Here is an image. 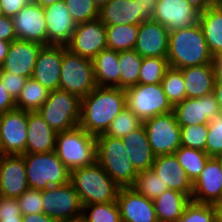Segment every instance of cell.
Segmentation results:
<instances>
[{
  "label": "cell",
  "instance_id": "bcb514c9",
  "mask_svg": "<svg viewBox=\"0 0 222 222\" xmlns=\"http://www.w3.org/2000/svg\"><path fill=\"white\" fill-rule=\"evenodd\" d=\"M23 216L17 198L0 196V222H22Z\"/></svg>",
  "mask_w": 222,
  "mask_h": 222
},
{
  "label": "cell",
  "instance_id": "277c9868",
  "mask_svg": "<svg viewBox=\"0 0 222 222\" xmlns=\"http://www.w3.org/2000/svg\"><path fill=\"white\" fill-rule=\"evenodd\" d=\"M96 162L120 188L134 185L138 172L129 159L122 138L104 134L96 136Z\"/></svg>",
  "mask_w": 222,
  "mask_h": 222
},
{
  "label": "cell",
  "instance_id": "be15d7a7",
  "mask_svg": "<svg viewBox=\"0 0 222 222\" xmlns=\"http://www.w3.org/2000/svg\"><path fill=\"white\" fill-rule=\"evenodd\" d=\"M4 155L5 154L2 151H0V166H1V162H2V159H3Z\"/></svg>",
  "mask_w": 222,
  "mask_h": 222
},
{
  "label": "cell",
  "instance_id": "d4e9b609",
  "mask_svg": "<svg viewBox=\"0 0 222 222\" xmlns=\"http://www.w3.org/2000/svg\"><path fill=\"white\" fill-rule=\"evenodd\" d=\"M99 19L105 26L140 25L149 20L139 12L136 0H111L99 9Z\"/></svg>",
  "mask_w": 222,
  "mask_h": 222
},
{
  "label": "cell",
  "instance_id": "ffe728a7",
  "mask_svg": "<svg viewBox=\"0 0 222 222\" xmlns=\"http://www.w3.org/2000/svg\"><path fill=\"white\" fill-rule=\"evenodd\" d=\"M116 201L121 222H158L154 202L132 187L119 188Z\"/></svg>",
  "mask_w": 222,
  "mask_h": 222
},
{
  "label": "cell",
  "instance_id": "8d00e7d4",
  "mask_svg": "<svg viewBox=\"0 0 222 222\" xmlns=\"http://www.w3.org/2000/svg\"><path fill=\"white\" fill-rule=\"evenodd\" d=\"M82 216L86 222H121L117 201L82 206Z\"/></svg>",
  "mask_w": 222,
  "mask_h": 222
},
{
  "label": "cell",
  "instance_id": "db71d44e",
  "mask_svg": "<svg viewBox=\"0 0 222 222\" xmlns=\"http://www.w3.org/2000/svg\"><path fill=\"white\" fill-rule=\"evenodd\" d=\"M22 216V222H57L55 219L50 218L44 213L27 214Z\"/></svg>",
  "mask_w": 222,
  "mask_h": 222
},
{
  "label": "cell",
  "instance_id": "e575fe53",
  "mask_svg": "<svg viewBox=\"0 0 222 222\" xmlns=\"http://www.w3.org/2000/svg\"><path fill=\"white\" fill-rule=\"evenodd\" d=\"M173 154L192 183L200 176L210 158L205 151L185 146H180Z\"/></svg>",
  "mask_w": 222,
  "mask_h": 222
},
{
  "label": "cell",
  "instance_id": "ab89813d",
  "mask_svg": "<svg viewBox=\"0 0 222 222\" xmlns=\"http://www.w3.org/2000/svg\"><path fill=\"white\" fill-rule=\"evenodd\" d=\"M143 122L131 112L127 107L115 117L104 135H108L116 138H123L128 135L131 131L139 128Z\"/></svg>",
  "mask_w": 222,
  "mask_h": 222
},
{
  "label": "cell",
  "instance_id": "9a60e30c",
  "mask_svg": "<svg viewBox=\"0 0 222 222\" xmlns=\"http://www.w3.org/2000/svg\"><path fill=\"white\" fill-rule=\"evenodd\" d=\"M191 200L197 203L222 204V163L210 157L200 176L193 183Z\"/></svg>",
  "mask_w": 222,
  "mask_h": 222
},
{
  "label": "cell",
  "instance_id": "cb8c5ba5",
  "mask_svg": "<svg viewBox=\"0 0 222 222\" xmlns=\"http://www.w3.org/2000/svg\"><path fill=\"white\" fill-rule=\"evenodd\" d=\"M151 169L168 189L184 193L191 199L193 183L174 154L156 156Z\"/></svg>",
  "mask_w": 222,
  "mask_h": 222
},
{
  "label": "cell",
  "instance_id": "94428289",
  "mask_svg": "<svg viewBox=\"0 0 222 222\" xmlns=\"http://www.w3.org/2000/svg\"><path fill=\"white\" fill-rule=\"evenodd\" d=\"M217 222H222V204L217 205Z\"/></svg>",
  "mask_w": 222,
  "mask_h": 222
},
{
  "label": "cell",
  "instance_id": "9f6ffc18",
  "mask_svg": "<svg viewBox=\"0 0 222 222\" xmlns=\"http://www.w3.org/2000/svg\"><path fill=\"white\" fill-rule=\"evenodd\" d=\"M11 42L0 40V66L3 64L5 57L8 54V50Z\"/></svg>",
  "mask_w": 222,
  "mask_h": 222
},
{
  "label": "cell",
  "instance_id": "484cf974",
  "mask_svg": "<svg viewBox=\"0 0 222 222\" xmlns=\"http://www.w3.org/2000/svg\"><path fill=\"white\" fill-rule=\"evenodd\" d=\"M56 135L38 111H28L26 153L54 151Z\"/></svg>",
  "mask_w": 222,
  "mask_h": 222
},
{
  "label": "cell",
  "instance_id": "7dc6e473",
  "mask_svg": "<svg viewBox=\"0 0 222 222\" xmlns=\"http://www.w3.org/2000/svg\"><path fill=\"white\" fill-rule=\"evenodd\" d=\"M27 79L26 77L4 72L0 69V80L2 81L3 88L8 91L15 101L20 96Z\"/></svg>",
  "mask_w": 222,
  "mask_h": 222
},
{
  "label": "cell",
  "instance_id": "003e7915",
  "mask_svg": "<svg viewBox=\"0 0 222 222\" xmlns=\"http://www.w3.org/2000/svg\"><path fill=\"white\" fill-rule=\"evenodd\" d=\"M219 159H220V161H221V163H222V155L220 156V157H218Z\"/></svg>",
  "mask_w": 222,
  "mask_h": 222
},
{
  "label": "cell",
  "instance_id": "8992f818",
  "mask_svg": "<svg viewBox=\"0 0 222 222\" xmlns=\"http://www.w3.org/2000/svg\"><path fill=\"white\" fill-rule=\"evenodd\" d=\"M28 186L44 190L70 182V170L61 162L55 151L22 154Z\"/></svg>",
  "mask_w": 222,
  "mask_h": 222
},
{
  "label": "cell",
  "instance_id": "680465c9",
  "mask_svg": "<svg viewBox=\"0 0 222 222\" xmlns=\"http://www.w3.org/2000/svg\"><path fill=\"white\" fill-rule=\"evenodd\" d=\"M57 1H60V0H33V2H35L36 4H39L43 8L51 4H54Z\"/></svg>",
  "mask_w": 222,
  "mask_h": 222
},
{
  "label": "cell",
  "instance_id": "4316f807",
  "mask_svg": "<svg viewBox=\"0 0 222 222\" xmlns=\"http://www.w3.org/2000/svg\"><path fill=\"white\" fill-rule=\"evenodd\" d=\"M186 98H199L213 93L217 78L214 63L181 69Z\"/></svg>",
  "mask_w": 222,
  "mask_h": 222
},
{
  "label": "cell",
  "instance_id": "e0dca14e",
  "mask_svg": "<svg viewBox=\"0 0 222 222\" xmlns=\"http://www.w3.org/2000/svg\"><path fill=\"white\" fill-rule=\"evenodd\" d=\"M199 15L186 0H158L153 20L171 32L197 24Z\"/></svg>",
  "mask_w": 222,
  "mask_h": 222
},
{
  "label": "cell",
  "instance_id": "c3c4849f",
  "mask_svg": "<svg viewBox=\"0 0 222 222\" xmlns=\"http://www.w3.org/2000/svg\"><path fill=\"white\" fill-rule=\"evenodd\" d=\"M16 33L14 30V21L12 17L1 16L0 17V40L12 42L16 40Z\"/></svg>",
  "mask_w": 222,
  "mask_h": 222
},
{
  "label": "cell",
  "instance_id": "91938a15",
  "mask_svg": "<svg viewBox=\"0 0 222 222\" xmlns=\"http://www.w3.org/2000/svg\"><path fill=\"white\" fill-rule=\"evenodd\" d=\"M57 222H86L82 215L70 218V219H64Z\"/></svg>",
  "mask_w": 222,
  "mask_h": 222
},
{
  "label": "cell",
  "instance_id": "6125c7cd",
  "mask_svg": "<svg viewBox=\"0 0 222 222\" xmlns=\"http://www.w3.org/2000/svg\"><path fill=\"white\" fill-rule=\"evenodd\" d=\"M95 5L100 9L103 5H105L107 2L111 0H92Z\"/></svg>",
  "mask_w": 222,
  "mask_h": 222
},
{
  "label": "cell",
  "instance_id": "52a82bcc",
  "mask_svg": "<svg viewBox=\"0 0 222 222\" xmlns=\"http://www.w3.org/2000/svg\"><path fill=\"white\" fill-rule=\"evenodd\" d=\"M81 99L72 93L57 89L51 91L38 113L56 132L79 126Z\"/></svg>",
  "mask_w": 222,
  "mask_h": 222
},
{
  "label": "cell",
  "instance_id": "f35d334b",
  "mask_svg": "<svg viewBox=\"0 0 222 222\" xmlns=\"http://www.w3.org/2000/svg\"><path fill=\"white\" fill-rule=\"evenodd\" d=\"M167 58L143 57L139 73V84H159L169 68Z\"/></svg>",
  "mask_w": 222,
  "mask_h": 222
},
{
  "label": "cell",
  "instance_id": "1f68e13d",
  "mask_svg": "<svg viewBox=\"0 0 222 222\" xmlns=\"http://www.w3.org/2000/svg\"><path fill=\"white\" fill-rule=\"evenodd\" d=\"M143 57L134 49L119 52L120 89L126 90L139 84Z\"/></svg>",
  "mask_w": 222,
  "mask_h": 222
},
{
  "label": "cell",
  "instance_id": "836d02e7",
  "mask_svg": "<svg viewBox=\"0 0 222 222\" xmlns=\"http://www.w3.org/2000/svg\"><path fill=\"white\" fill-rule=\"evenodd\" d=\"M50 92L38 81L28 78L16 100V108L24 111H38L47 100Z\"/></svg>",
  "mask_w": 222,
  "mask_h": 222
},
{
  "label": "cell",
  "instance_id": "4fadbf2b",
  "mask_svg": "<svg viewBox=\"0 0 222 222\" xmlns=\"http://www.w3.org/2000/svg\"><path fill=\"white\" fill-rule=\"evenodd\" d=\"M66 47L73 54L93 60L102 50L107 49L106 26L99 18L76 24Z\"/></svg>",
  "mask_w": 222,
  "mask_h": 222
},
{
  "label": "cell",
  "instance_id": "2e32d148",
  "mask_svg": "<svg viewBox=\"0 0 222 222\" xmlns=\"http://www.w3.org/2000/svg\"><path fill=\"white\" fill-rule=\"evenodd\" d=\"M173 112L180 127L208 124L221 113L213 93L199 98H185L173 107Z\"/></svg>",
  "mask_w": 222,
  "mask_h": 222
},
{
  "label": "cell",
  "instance_id": "8fae6325",
  "mask_svg": "<svg viewBox=\"0 0 222 222\" xmlns=\"http://www.w3.org/2000/svg\"><path fill=\"white\" fill-rule=\"evenodd\" d=\"M42 201L43 213L56 221L82 215V205L71 182L42 190Z\"/></svg>",
  "mask_w": 222,
  "mask_h": 222
},
{
  "label": "cell",
  "instance_id": "ac0fdd59",
  "mask_svg": "<svg viewBox=\"0 0 222 222\" xmlns=\"http://www.w3.org/2000/svg\"><path fill=\"white\" fill-rule=\"evenodd\" d=\"M43 45L16 39L11 42L8 54L0 69L4 72L32 78L38 54Z\"/></svg>",
  "mask_w": 222,
  "mask_h": 222
},
{
  "label": "cell",
  "instance_id": "6da1fadb",
  "mask_svg": "<svg viewBox=\"0 0 222 222\" xmlns=\"http://www.w3.org/2000/svg\"><path fill=\"white\" fill-rule=\"evenodd\" d=\"M125 107L123 89L97 86L81 98L79 126L95 137L104 134L112 120Z\"/></svg>",
  "mask_w": 222,
  "mask_h": 222
},
{
  "label": "cell",
  "instance_id": "816d5d0a",
  "mask_svg": "<svg viewBox=\"0 0 222 222\" xmlns=\"http://www.w3.org/2000/svg\"><path fill=\"white\" fill-rule=\"evenodd\" d=\"M136 2L139 12H143L148 19H153L158 0H136Z\"/></svg>",
  "mask_w": 222,
  "mask_h": 222
},
{
  "label": "cell",
  "instance_id": "11a10c76",
  "mask_svg": "<svg viewBox=\"0 0 222 222\" xmlns=\"http://www.w3.org/2000/svg\"><path fill=\"white\" fill-rule=\"evenodd\" d=\"M213 94L215 95L220 112L222 113V78H216L214 83Z\"/></svg>",
  "mask_w": 222,
  "mask_h": 222
},
{
  "label": "cell",
  "instance_id": "9c48e42d",
  "mask_svg": "<svg viewBox=\"0 0 222 222\" xmlns=\"http://www.w3.org/2000/svg\"><path fill=\"white\" fill-rule=\"evenodd\" d=\"M126 107L142 122L159 114L173 111L161 83L137 84L124 90Z\"/></svg>",
  "mask_w": 222,
  "mask_h": 222
},
{
  "label": "cell",
  "instance_id": "6f0895ef",
  "mask_svg": "<svg viewBox=\"0 0 222 222\" xmlns=\"http://www.w3.org/2000/svg\"><path fill=\"white\" fill-rule=\"evenodd\" d=\"M214 65H215L217 77L222 78V54L214 58Z\"/></svg>",
  "mask_w": 222,
  "mask_h": 222
},
{
  "label": "cell",
  "instance_id": "7a4b0ae2",
  "mask_svg": "<svg viewBox=\"0 0 222 222\" xmlns=\"http://www.w3.org/2000/svg\"><path fill=\"white\" fill-rule=\"evenodd\" d=\"M167 61L177 69L214 63L199 23L169 32Z\"/></svg>",
  "mask_w": 222,
  "mask_h": 222
},
{
  "label": "cell",
  "instance_id": "5b68a950",
  "mask_svg": "<svg viewBox=\"0 0 222 222\" xmlns=\"http://www.w3.org/2000/svg\"><path fill=\"white\" fill-rule=\"evenodd\" d=\"M55 153L71 171L96 162V137L77 126L57 132Z\"/></svg>",
  "mask_w": 222,
  "mask_h": 222
},
{
  "label": "cell",
  "instance_id": "603a6c76",
  "mask_svg": "<svg viewBox=\"0 0 222 222\" xmlns=\"http://www.w3.org/2000/svg\"><path fill=\"white\" fill-rule=\"evenodd\" d=\"M63 45L43 46L38 54L32 78L50 91L60 89Z\"/></svg>",
  "mask_w": 222,
  "mask_h": 222
},
{
  "label": "cell",
  "instance_id": "f6af8a7d",
  "mask_svg": "<svg viewBox=\"0 0 222 222\" xmlns=\"http://www.w3.org/2000/svg\"><path fill=\"white\" fill-rule=\"evenodd\" d=\"M17 201L22 215L43 213L42 190L28 188Z\"/></svg>",
  "mask_w": 222,
  "mask_h": 222
},
{
  "label": "cell",
  "instance_id": "60d3db41",
  "mask_svg": "<svg viewBox=\"0 0 222 222\" xmlns=\"http://www.w3.org/2000/svg\"><path fill=\"white\" fill-rule=\"evenodd\" d=\"M176 222H217V205L190 201Z\"/></svg>",
  "mask_w": 222,
  "mask_h": 222
},
{
  "label": "cell",
  "instance_id": "681fc988",
  "mask_svg": "<svg viewBox=\"0 0 222 222\" xmlns=\"http://www.w3.org/2000/svg\"><path fill=\"white\" fill-rule=\"evenodd\" d=\"M29 2V0H0L3 14L12 18L18 14Z\"/></svg>",
  "mask_w": 222,
  "mask_h": 222
},
{
  "label": "cell",
  "instance_id": "7c38bea8",
  "mask_svg": "<svg viewBox=\"0 0 222 222\" xmlns=\"http://www.w3.org/2000/svg\"><path fill=\"white\" fill-rule=\"evenodd\" d=\"M28 111L13 109L0 114V148L5 155L26 153Z\"/></svg>",
  "mask_w": 222,
  "mask_h": 222
},
{
  "label": "cell",
  "instance_id": "03108f58",
  "mask_svg": "<svg viewBox=\"0 0 222 222\" xmlns=\"http://www.w3.org/2000/svg\"><path fill=\"white\" fill-rule=\"evenodd\" d=\"M217 4L222 7V0H218Z\"/></svg>",
  "mask_w": 222,
  "mask_h": 222
},
{
  "label": "cell",
  "instance_id": "30bf717a",
  "mask_svg": "<svg viewBox=\"0 0 222 222\" xmlns=\"http://www.w3.org/2000/svg\"><path fill=\"white\" fill-rule=\"evenodd\" d=\"M143 125L155 156L173 154L181 146V127L173 111L149 118Z\"/></svg>",
  "mask_w": 222,
  "mask_h": 222
},
{
  "label": "cell",
  "instance_id": "f1b7e54d",
  "mask_svg": "<svg viewBox=\"0 0 222 222\" xmlns=\"http://www.w3.org/2000/svg\"><path fill=\"white\" fill-rule=\"evenodd\" d=\"M198 23L212 56L222 54V7L216 3L201 12Z\"/></svg>",
  "mask_w": 222,
  "mask_h": 222
},
{
  "label": "cell",
  "instance_id": "f546056e",
  "mask_svg": "<svg viewBox=\"0 0 222 222\" xmlns=\"http://www.w3.org/2000/svg\"><path fill=\"white\" fill-rule=\"evenodd\" d=\"M119 52L104 49L93 59L97 86L120 88Z\"/></svg>",
  "mask_w": 222,
  "mask_h": 222
},
{
  "label": "cell",
  "instance_id": "f907efd6",
  "mask_svg": "<svg viewBox=\"0 0 222 222\" xmlns=\"http://www.w3.org/2000/svg\"><path fill=\"white\" fill-rule=\"evenodd\" d=\"M16 108V101L13 97L3 88L2 81L0 80V114Z\"/></svg>",
  "mask_w": 222,
  "mask_h": 222
},
{
  "label": "cell",
  "instance_id": "74e56055",
  "mask_svg": "<svg viewBox=\"0 0 222 222\" xmlns=\"http://www.w3.org/2000/svg\"><path fill=\"white\" fill-rule=\"evenodd\" d=\"M161 85L165 95L173 107L186 98L184 79L181 69L169 67L165 72Z\"/></svg>",
  "mask_w": 222,
  "mask_h": 222
},
{
  "label": "cell",
  "instance_id": "e7e4bbea",
  "mask_svg": "<svg viewBox=\"0 0 222 222\" xmlns=\"http://www.w3.org/2000/svg\"><path fill=\"white\" fill-rule=\"evenodd\" d=\"M3 10H2V7H1V4H0V17L3 16Z\"/></svg>",
  "mask_w": 222,
  "mask_h": 222
},
{
  "label": "cell",
  "instance_id": "d590c367",
  "mask_svg": "<svg viewBox=\"0 0 222 222\" xmlns=\"http://www.w3.org/2000/svg\"><path fill=\"white\" fill-rule=\"evenodd\" d=\"M132 188L152 201L164 191L169 190L167 184H163L160 177L152 169L138 172Z\"/></svg>",
  "mask_w": 222,
  "mask_h": 222
},
{
  "label": "cell",
  "instance_id": "83f0119b",
  "mask_svg": "<svg viewBox=\"0 0 222 222\" xmlns=\"http://www.w3.org/2000/svg\"><path fill=\"white\" fill-rule=\"evenodd\" d=\"M122 141L129 159L137 172L152 168L156 156L150 147L147 132L143 124L124 136Z\"/></svg>",
  "mask_w": 222,
  "mask_h": 222
},
{
  "label": "cell",
  "instance_id": "3957f363",
  "mask_svg": "<svg viewBox=\"0 0 222 222\" xmlns=\"http://www.w3.org/2000/svg\"><path fill=\"white\" fill-rule=\"evenodd\" d=\"M70 182L82 206L116 201L120 188L97 162L71 170Z\"/></svg>",
  "mask_w": 222,
  "mask_h": 222
},
{
  "label": "cell",
  "instance_id": "d6a6232c",
  "mask_svg": "<svg viewBox=\"0 0 222 222\" xmlns=\"http://www.w3.org/2000/svg\"><path fill=\"white\" fill-rule=\"evenodd\" d=\"M139 25L106 26L107 48L120 52L135 48Z\"/></svg>",
  "mask_w": 222,
  "mask_h": 222
},
{
  "label": "cell",
  "instance_id": "b9f144b4",
  "mask_svg": "<svg viewBox=\"0 0 222 222\" xmlns=\"http://www.w3.org/2000/svg\"><path fill=\"white\" fill-rule=\"evenodd\" d=\"M76 24L99 18V8L92 0H63Z\"/></svg>",
  "mask_w": 222,
  "mask_h": 222
},
{
  "label": "cell",
  "instance_id": "f5cc1de1",
  "mask_svg": "<svg viewBox=\"0 0 222 222\" xmlns=\"http://www.w3.org/2000/svg\"><path fill=\"white\" fill-rule=\"evenodd\" d=\"M197 11L204 12L217 3L216 0H186Z\"/></svg>",
  "mask_w": 222,
  "mask_h": 222
},
{
  "label": "cell",
  "instance_id": "5bb4252c",
  "mask_svg": "<svg viewBox=\"0 0 222 222\" xmlns=\"http://www.w3.org/2000/svg\"><path fill=\"white\" fill-rule=\"evenodd\" d=\"M13 21L17 39L48 46L44 8L39 4L30 1L13 17Z\"/></svg>",
  "mask_w": 222,
  "mask_h": 222
},
{
  "label": "cell",
  "instance_id": "7bdbcfd3",
  "mask_svg": "<svg viewBox=\"0 0 222 222\" xmlns=\"http://www.w3.org/2000/svg\"><path fill=\"white\" fill-rule=\"evenodd\" d=\"M208 124L181 127V146L205 151Z\"/></svg>",
  "mask_w": 222,
  "mask_h": 222
},
{
  "label": "cell",
  "instance_id": "ba28073f",
  "mask_svg": "<svg viewBox=\"0 0 222 222\" xmlns=\"http://www.w3.org/2000/svg\"><path fill=\"white\" fill-rule=\"evenodd\" d=\"M96 87L93 60L73 54L63 45L60 89L81 99Z\"/></svg>",
  "mask_w": 222,
  "mask_h": 222
},
{
  "label": "cell",
  "instance_id": "ee69618b",
  "mask_svg": "<svg viewBox=\"0 0 222 222\" xmlns=\"http://www.w3.org/2000/svg\"><path fill=\"white\" fill-rule=\"evenodd\" d=\"M205 152L209 157L222 155V113L212 118L208 123Z\"/></svg>",
  "mask_w": 222,
  "mask_h": 222
},
{
  "label": "cell",
  "instance_id": "4dcf8cb0",
  "mask_svg": "<svg viewBox=\"0 0 222 222\" xmlns=\"http://www.w3.org/2000/svg\"><path fill=\"white\" fill-rule=\"evenodd\" d=\"M191 199L184 193L166 190L154 202L158 222H176Z\"/></svg>",
  "mask_w": 222,
  "mask_h": 222
},
{
  "label": "cell",
  "instance_id": "7402d4cb",
  "mask_svg": "<svg viewBox=\"0 0 222 222\" xmlns=\"http://www.w3.org/2000/svg\"><path fill=\"white\" fill-rule=\"evenodd\" d=\"M48 45H67L75 31L73 21L63 0L44 7Z\"/></svg>",
  "mask_w": 222,
  "mask_h": 222
},
{
  "label": "cell",
  "instance_id": "d6986e66",
  "mask_svg": "<svg viewBox=\"0 0 222 222\" xmlns=\"http://www.w3.org/2000/svg\"><path fill=\"white\" fill-rule=\"evenodd\" d=\"M169 31L159 22L149 19L139 25L134 50L142 57L167 58Z\"/></svg>",
  "mask_w": 222,
  "mask_h": 222
},
{
  "label": "cell",
  "instance_id": "44dd1931",
  "mask_svg": "<svg viewBox=\"0 0 222 222\" xmlns=\"http://www.w3.org/2000/svg\"><path fill=\"white\" fill-rule=\"evenodd\" d=\"M28 188L24 157L4 155L0 166V196L19 198Z\"/></svg>",
  "mask_w": 222,
  "mask_h": 222
}]
</instances>
